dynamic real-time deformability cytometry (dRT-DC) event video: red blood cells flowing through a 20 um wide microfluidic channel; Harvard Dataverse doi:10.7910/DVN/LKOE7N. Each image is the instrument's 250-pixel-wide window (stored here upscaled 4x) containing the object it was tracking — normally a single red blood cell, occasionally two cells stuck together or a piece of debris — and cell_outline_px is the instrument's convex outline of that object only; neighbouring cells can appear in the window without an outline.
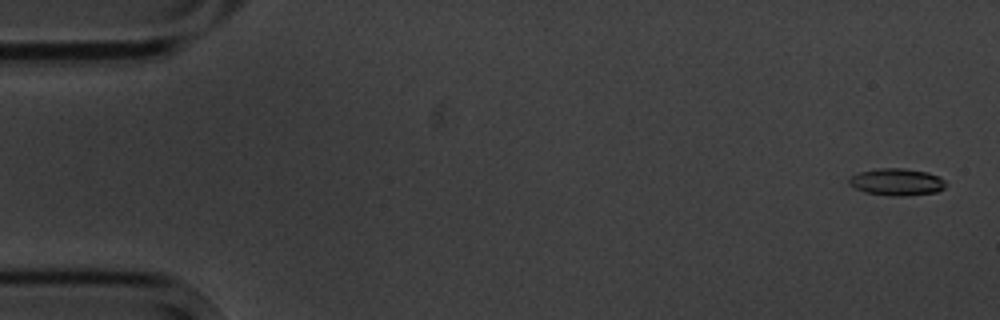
{"species": "common noctule bat (a hibernating species)", "species_latin": "Nyctalus noctula", "temperature_condition": "cold", "stored_images_in_passage": 6, "segment_of_instrument_passage": [1, 2], "camera_frame_rate_fps": 3000, "um_per_image_px": 0.085, "animal": {"sex": "male", "body_mass_g": 20.1, "forearm_length_mm": 53.5}, "frame": {"image": 1, "passage_image": 1, "time_ms": 0.0, "image_size_px": [1000, 320], "cell_outline_px": [[948, 184], [944, 188], [936, 192], [904, 196], [892, 196], [864, 192], [848, 184], [848, 180], [852, 176], [860, 172], [880, 168], [904, 168], [928, 172], [940, 176]], "centroid_in_image_um": [76.26, 15.47], "position_along_channel_um": 8.7, "area_um2": 15.32}}